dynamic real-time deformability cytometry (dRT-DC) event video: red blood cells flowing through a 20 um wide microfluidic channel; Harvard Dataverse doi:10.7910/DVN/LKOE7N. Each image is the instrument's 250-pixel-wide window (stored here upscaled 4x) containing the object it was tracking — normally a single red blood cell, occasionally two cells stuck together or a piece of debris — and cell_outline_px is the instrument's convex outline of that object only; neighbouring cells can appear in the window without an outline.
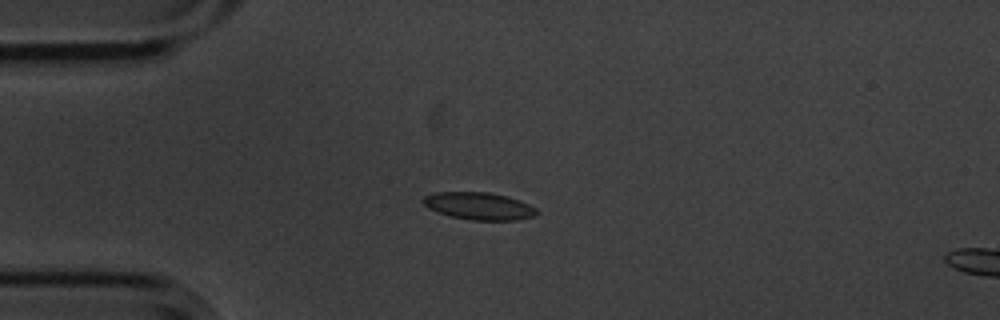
{"species": "common noctule bat (a hibernating species)", "species_latin": "Nyctalus noctula", "temperature_condition": "cold", "stored_images_in_passage": 4, "camera_frame_rate_fps": 3000, "um_per_image_px": 0.085, "animal": {"sex": "male", "body_mass_g": 20.1, "forearm_length_mm": 53.5}, "frame": {"image": 1, "passage_image": 3, "time_ms": 0.667, "image_size_px": [1000, 320], "cell_outline_px": [[536, 216], [516, 220], [472, 220], [452, 216], [436, 212], [428, 208], [420, 200], [424, 196], [436, 192], [488, 192], [504, 196], [528, 204], [536, 208]], "centroid_in_image_um": [40.66, 17.51], "position_along_channel_um": 44.3, "area_um2": 17.92}}